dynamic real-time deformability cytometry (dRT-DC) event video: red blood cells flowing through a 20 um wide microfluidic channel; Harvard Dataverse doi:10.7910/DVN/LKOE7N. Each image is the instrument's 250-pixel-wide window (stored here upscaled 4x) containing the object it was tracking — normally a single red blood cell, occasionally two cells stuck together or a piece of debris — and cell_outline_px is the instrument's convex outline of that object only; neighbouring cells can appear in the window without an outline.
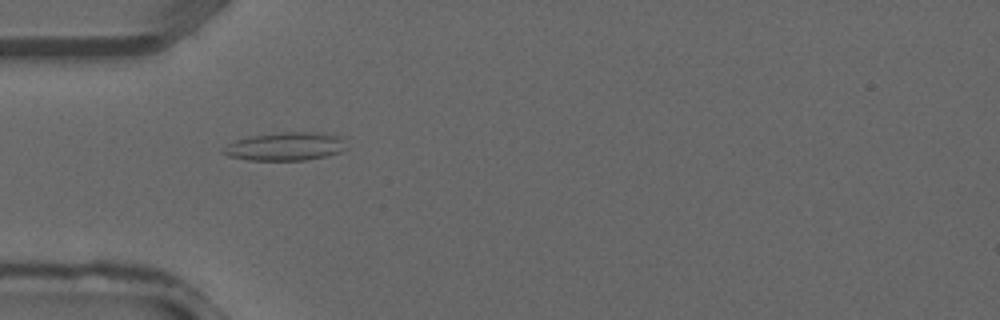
{"species": "common noctule bat (a hibernating species)", "species_latin": "Nyctalus noctula", "temperature_condition": "warm", "stored_images_in_passage": 27, "camera_frame_rate_fps": 3000, "um_per_image_px": 0.085, "animal": {"sex": "male", "forearm_length_mm": 52.5}, "frame": {"image": 1, "passage_image": 1, "time_ms": 0.0, "image_size_px": [1000, 320], "cell_outline_px": [[348, 148], [340, 152], [328, 156], [304, 160], [248, 160], [228, 156], [220, 152], [220, 148], [236, 140], [252, 136], [284, 132], [324, 132], [340, 136]], "centroid_in_image_um": [24.27, 12.45], "position_along_channel_um": 60.7, "area_um2": 20.46}}
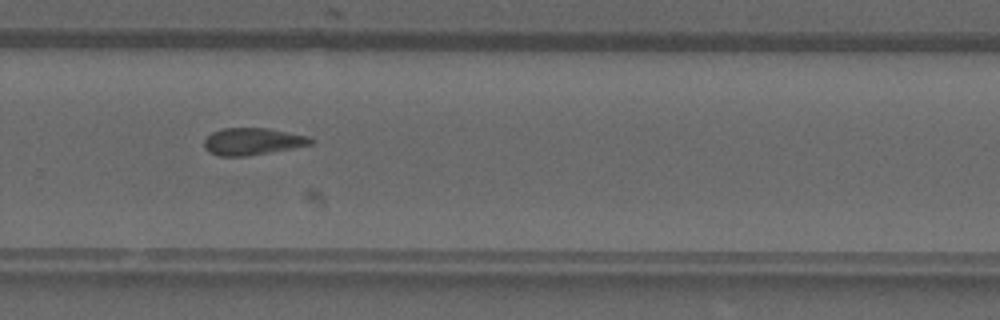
{"frame": {"image": 2, "passage_image": 15, "time_ms": 4.667, "image_size_px": [1000, 320], "cell_outline_px": [[316, 140], [312, 144], [292, 148], [244, 156], [220, 156], [208, 152], [204, 148], [204, 140], [212, 132], [224, 128], [268, 128], [308, 136]], "centroid_in_image_um": [21.46, 12.02], "position_along_channel_um": 308.3, "area_um2": 16.7}}
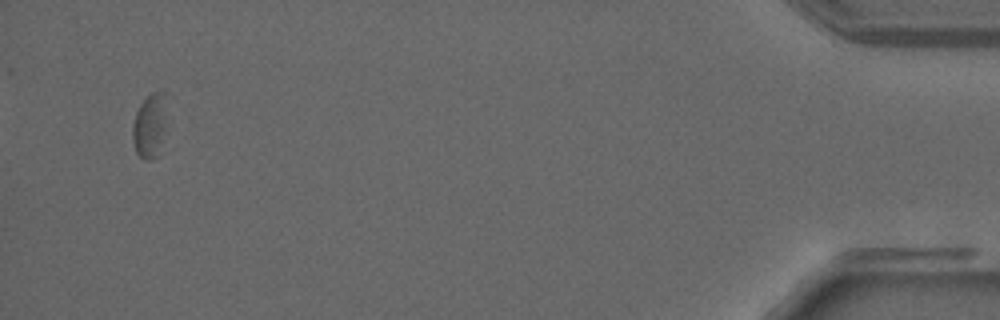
{"frame": {"image": 3, "passage_image": 26, "time_ms": 8.333, "image_size_px": [1000, 320], "cell_outline_px": [[168, 92], [164, 132], [156, 156], [152, 160], [144, 160], [136, 152], [132, 140], [132, 124], [136, 112], [140, 104], [152, 92], [160, 88], [164, 88]], "centroid_in_image_um": [12.75, 10.57], "position_along_channel_um": 422.4, "area_um2": 13.24}}